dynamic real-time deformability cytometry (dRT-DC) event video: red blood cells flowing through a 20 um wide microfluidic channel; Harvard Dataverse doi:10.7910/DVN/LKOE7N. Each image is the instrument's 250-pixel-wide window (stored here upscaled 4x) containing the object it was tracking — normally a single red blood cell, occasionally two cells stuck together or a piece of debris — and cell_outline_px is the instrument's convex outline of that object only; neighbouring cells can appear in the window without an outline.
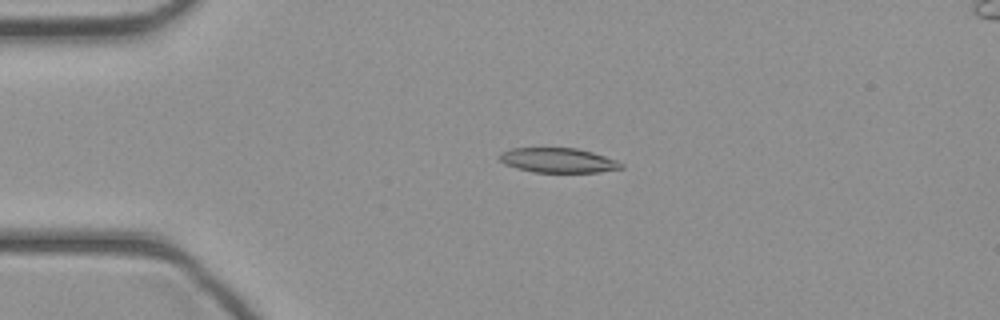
{"species": "common noctule bat (a hibernating species)", "species_latin": "Nyctalus noctula", "temperature_condition": "cold", "stored_images_in_passage": 43, "camera_frame_rate_fps": 3000, "um_per_image_px": 0.085, "animal": {"sex": "female", "body_mass_g": 21.9}, "frame": {"image": 1, "passage_image": 9, "time_ms": 2.667, "image_size_px": [1000, 320], "cell_outline_px": [[624, 168], [600, 172], [532, 172], [516, 168], [504, 164], [496, 156], [500, 152], [512, 148], [576, 148], [592, 152], [616, 160], [624, 164]], "centroid_in_image_um": [47.41, 13.63], "position_along_channel_um": 37.6, "area_um2": 17.63}}
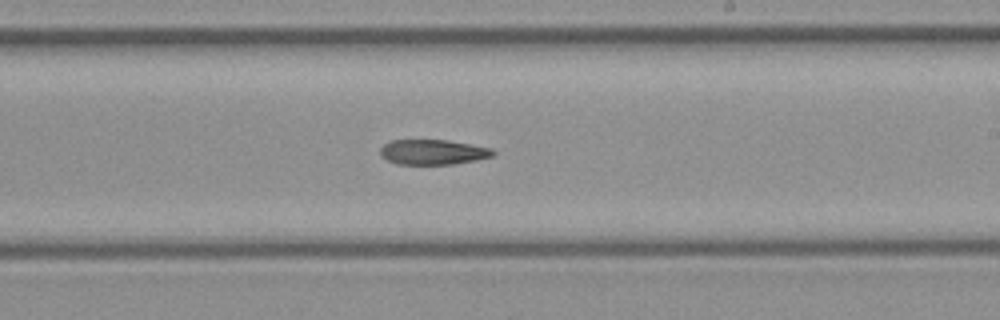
{"frame": {"image": 2, "passage_image": 25, "time_ms": 8.0, "image_size_px": [1000, 320], "cell_outline_px": [[496, 152], [492, 156], [476, 160], [456, 164], [396, 164], [380, 156], [380, 148], [388, 140], [448, 140], [492, 148]], "centroid_in_image_um": [36.78, 12.92], "position_along_channel_um": 252.2, "area_um2": 16.59}}
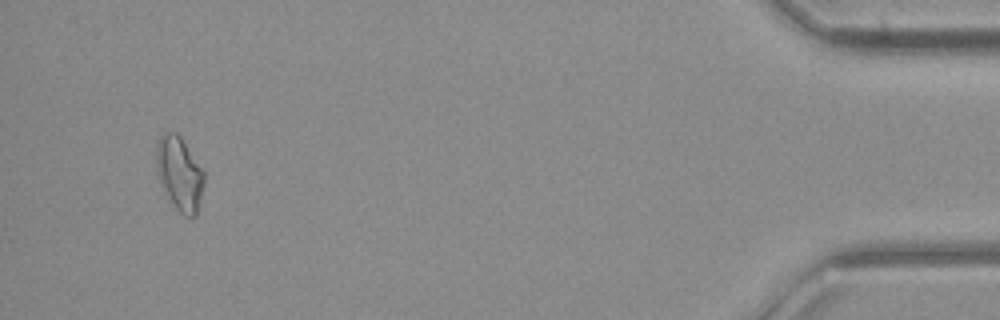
{"frame": {"image": 3, "passage_image": 41, "time_ms": 13.333, "image_size_px": [1000, 320], "cell_outline_px": [[204, 184], [196, 216], [184, 216], [176, 208], [160, 184], [156, 172], [156, 144], [160, 136], [164, 132], [176, 132], [180, 136], [204, 172]], "centroid_in_image_um": [15.23, 14.74], "position_along_channel_um": 420.0, "area_um2": 20.4}}